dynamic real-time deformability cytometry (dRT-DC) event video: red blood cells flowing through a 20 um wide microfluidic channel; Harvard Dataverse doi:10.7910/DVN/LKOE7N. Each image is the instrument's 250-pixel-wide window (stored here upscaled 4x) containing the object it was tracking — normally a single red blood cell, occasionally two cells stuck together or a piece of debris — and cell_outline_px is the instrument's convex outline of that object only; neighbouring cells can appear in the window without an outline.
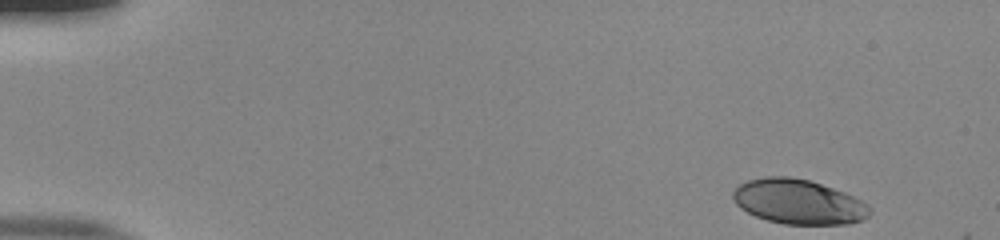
{"species": "human", "species_latin": "Homo sapiens", "temperature_condition": "room temperature", "stored_images_in_passage": 15, "camera_frame_rate_fps": 3000, "um_per_image_px": 0.085, "donor": {"sex": "male"}, "frame": {"image": 1, "passage_image": 1, "time_ms": 0.0, "image_size_px": [1000, 240], "cell_outline_px": [[872, 212], [864, 220], [848, 224], [784, 224], [768, 220], [756, 216], [740, 208], [736, 204], [732, 196], [732, 192], [740, 184], [748, 180], [764, 176], [788, 176], [808, 180], [844, 192], [868, 204], [872, 208]], "centroid_in_image_um": [67.88, 17.15], "position_along_channel_um": 17.1, "area_um2": 35.66}}
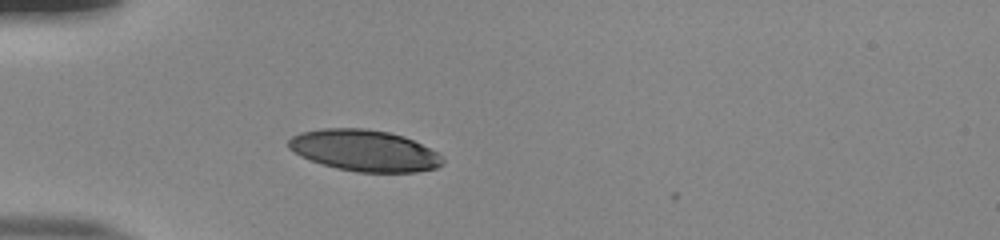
{"frame": {"image": 2, "passage_image": 13, "time_ms": 4.0, "image_size_px": [1000, 240], "cell_outline_px": [[444, 164], [436, 168], [416, 172], [356, 172], [336, 168], [300, 156], [288, 148], [288, 140], [292, 136], [300, 132], [324, 128], [364, 128], [388, 132], [404, 136], [436, 152], [444, 160]], "centroid_in_image_um": [30.96, 12.79], "position_along_channel_um": 54.0, "area_um2": 36.99}}